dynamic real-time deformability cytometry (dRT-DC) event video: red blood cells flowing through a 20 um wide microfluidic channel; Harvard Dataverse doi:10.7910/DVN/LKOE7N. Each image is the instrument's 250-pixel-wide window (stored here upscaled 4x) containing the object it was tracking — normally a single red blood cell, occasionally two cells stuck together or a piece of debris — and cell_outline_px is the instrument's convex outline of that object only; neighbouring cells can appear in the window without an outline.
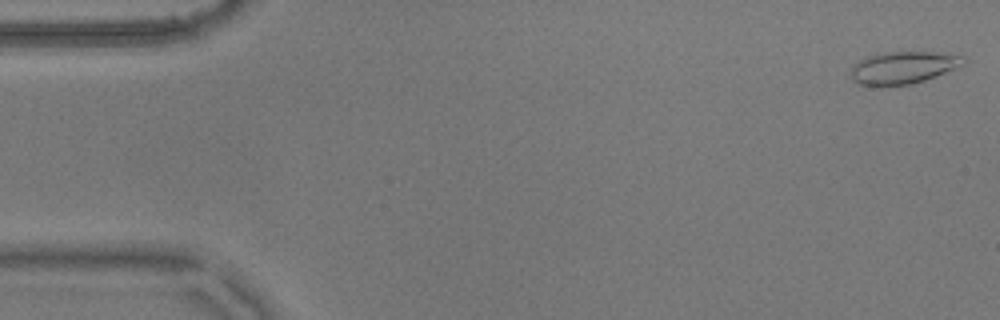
{"species": "common noctule bat (a hibernating species)", "species_latin": "Nyctalus noctula", "temperature_condition": "warm", "stored_images_in_passage": 55, "camera_frame_rate_fps": 3000, "um_per_image_px": 0.085, "animal": {"sex": "male", "body_mass_g": 17.9}, "frame": {"image": 1, "passage_image": 1, "time_ms": 0.0, "image_size_px": [1000, 320], "cell_outline_px": [[968, 60], [964, 64], [924, 80], [912, 84], [880, 88], [860, 84], [852, 80], [848, 72], [852, 64], [864, 56], [884, 52], [936, 52], [964, 56]], "centroid_in_image_um": [76.66, 5.76], "position_along_channel_um": 8.3, "area_um2": 21.85}}
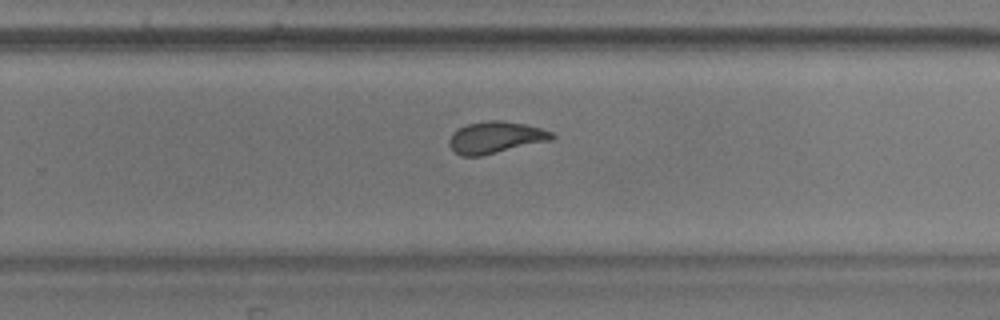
{"frame": {"image": 2, "passage_image": 35, "time_ms": 11.333, "image_size_px": [1000, 320], "cell_outline_px": [[556, 136], [552, 140], [480, 156], [460, 156], [448, 144], [448, 140], [452, 132], [468, 124], [488, 120], [504, 120], [524, 124], [540, 128], [552, 132]], "centroid_in_image_um": [42.12, 11.68], "position_along_channel_um": 287.7, "area_um2": 18.96}}
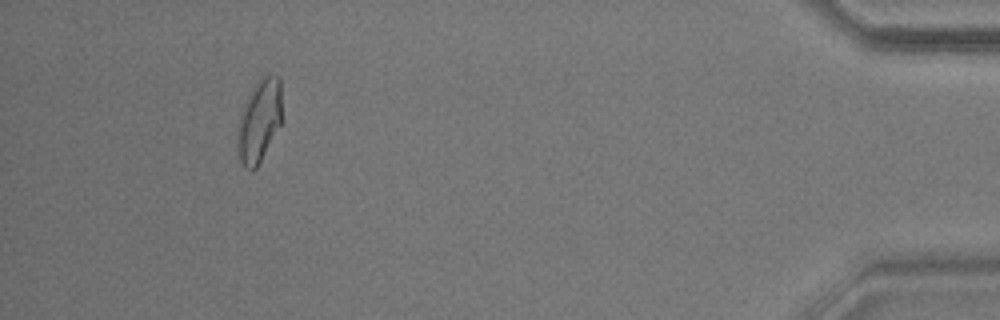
{"frame": {"image": 3, "passage_image": 51, "time_ms": 16.667, "image_size_px": [1000, 320], "cell_outline_px": [[280, 124], [256, 168], [252, 172], [244, 168], [240, 164], [236, 148], [236, 128], [240, 112], [252, 88], [260, 76], [268, 72], [280, 76]], "centroid_in_image_um": [21.97, 10.26], "position_along_channel_um": 413.2, "area_um2": 21.79}, "authors_computed_cell_mechanics": {"area_um2": 19.652, "velocity_mm_per_s": 3.5948, "shape_relaxation_time_tau1_ms": 6.5711, "shape_relaxation_time_tau2_ms": 1.194, "deformation_change_tau1": 0.1897, "deformation_change_tau2": 0.0891}}